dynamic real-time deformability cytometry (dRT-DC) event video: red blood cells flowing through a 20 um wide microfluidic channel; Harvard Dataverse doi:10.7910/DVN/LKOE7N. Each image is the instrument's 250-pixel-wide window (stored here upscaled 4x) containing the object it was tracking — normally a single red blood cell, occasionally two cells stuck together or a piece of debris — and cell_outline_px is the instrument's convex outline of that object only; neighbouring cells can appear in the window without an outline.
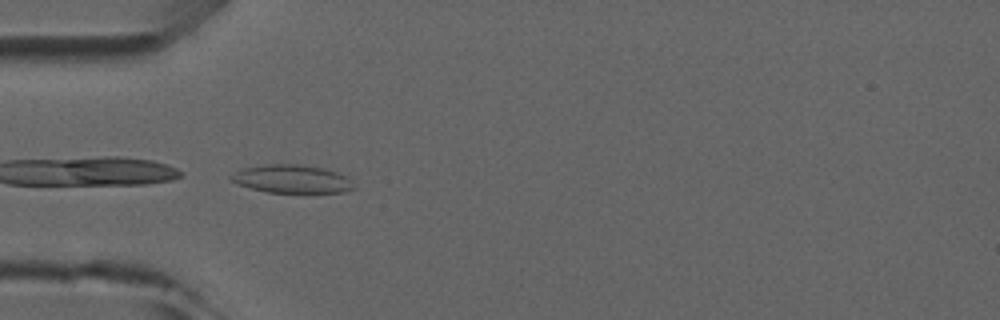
{"species": "common noctule bat (a hibernating species)", "species_latin": "Nyctalus noctula", "temperature_condition": "room temperature", "stored_images_in_passage": 6, "camera_frame_rate_fps": 3000, "um_per_image_px": 0.085, "animal": {"sex": "male", "forearm_length_mm": 52.5}, "frame": {"image": 1, "passage_image": 4, "time_ms": 4.333, "image_size_px": [1000, 320], "cell_outline_px": [[356, 188], [344, 192], [268, 192], [236, 184], [228, 180], [228, 176], [244, 168], [268, 164], [300, 164], [324, 168], [336, 172], [344, 176]], "centroid_in_image_um": [24.76, 15.21], "position_along_channel_um": 60.2, "area_um2": 19.94}}
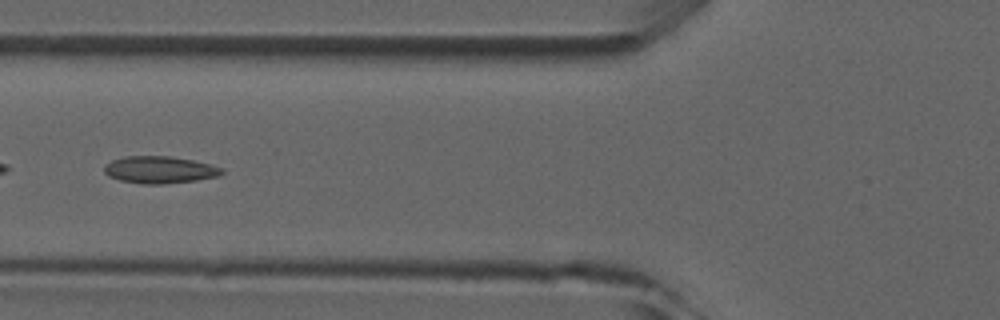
{"frame": {"image": 2, "passage_image": 5, "time_ms": 5.667, "image_size_px": [1000, 320], "cell_outline_px": [[224, 172], [220, 176], [196, 180], [164, 184], [144, 184], [120, 180], [108, 176], [104, 172], [104, 164], [112, 160], [124, 156], [172, 156], [212, 164], [224, 168]], "centroid_in_image_um": [13.59, 14.42], "position_along_channel_um": 112.2, "area_um2": 18.79}}
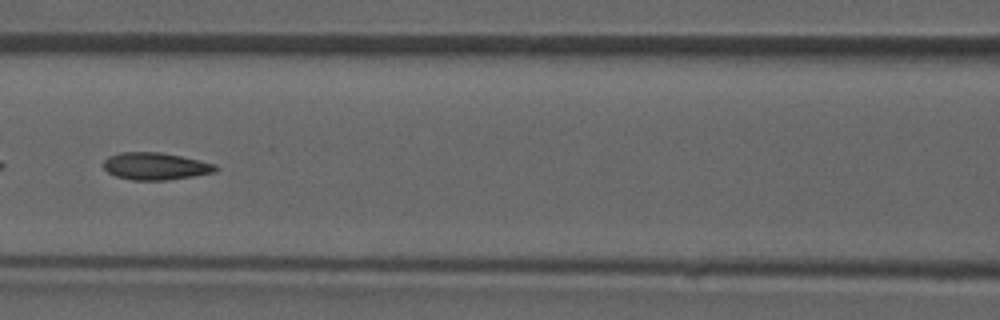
{"frame": {"image": 3, "passage_image": 6, "time_ms": 6.667, "image_size_px": [1000, 320], "cell_outline_px": [[220, 168], [216, 172], [168, 180], [132, 180], [116, 176], [108, 172], [104, 168], [104, 160], [108, 156], [120, 152], [160, 152], [180, 156], [216, 164]], "centroid_in_image_um": [13.22, 14.12], "position_along_channel_um": 153.4, "area_um2": 17.8}}